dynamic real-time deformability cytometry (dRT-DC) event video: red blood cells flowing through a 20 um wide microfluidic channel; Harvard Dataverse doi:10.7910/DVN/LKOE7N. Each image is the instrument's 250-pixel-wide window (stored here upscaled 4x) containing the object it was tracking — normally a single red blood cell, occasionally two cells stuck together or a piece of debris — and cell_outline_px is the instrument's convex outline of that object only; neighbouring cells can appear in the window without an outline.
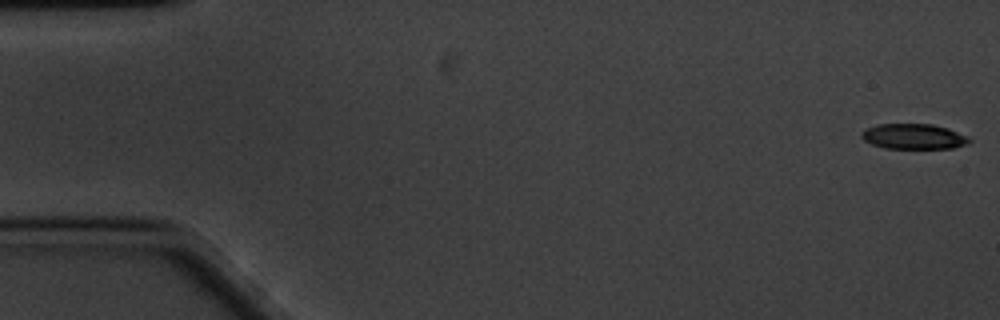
{"species": "common noctule bat (a hibernating species)", "species_latin": "Nyctalus noctula", "temperature_condition": "cold", "stored_images_in_passage": 59, "camera_frame_rate_fps": 3000, "um_per_image_px": 0.085, "animal": {"sex": "male", "body_mass_g": 20.1, "forearm_length_mm": 53.5}, "frame": {"image": 1, "passage_image": 1, "time_ms": 0.0, "image_size_px": [1000, 320], "cell_outline_px": [[972, 140], [964, 144], [952, 148], [884, 148], [872, 144], [864, 140], [860, 136], [860, 132], [868, 128], [880, 124], [932, 124], [948, 128], [968, 136]], "centroid_in_image_um": [77.65, 11.59], "position_along_channel_um": 7.4, "area_um2": 15.78}}
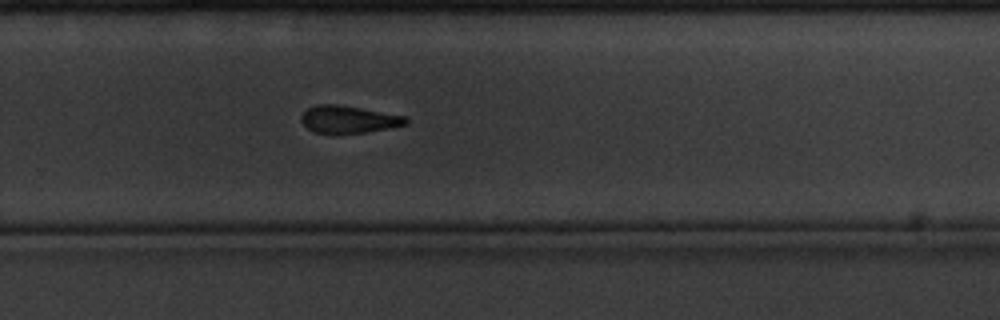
{"frame": {"image": 2, "passage_image": 39, "time_ms": 12.667, "image_size_px": [1000, 320], "cell_outline_px": [[408, 124], [368, 132], [316, 132], [308, 128], [300, 120], [300, 116], [308, 108], [316, 104], [336, 104], [408, 116]], "centroid_in_image_um": [29.66, 10.12], "position_along_channel_um": 300.1, "area_um2": 16.42}}
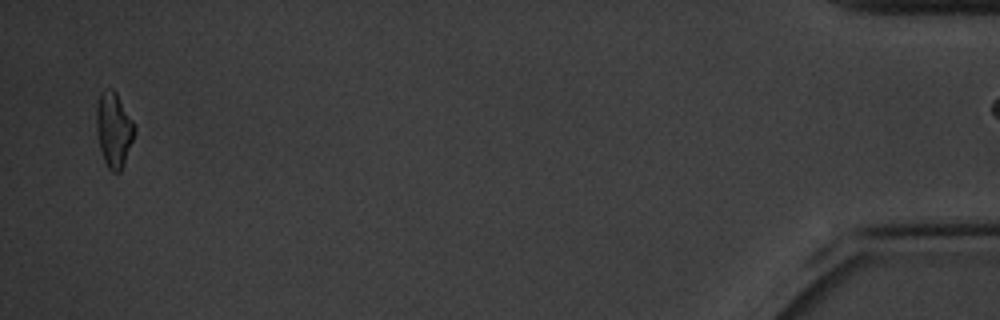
{"frame": {"image": 3, "passage_image": 58, "time_ms": 19.0, "image_size_px": [1000, 320], "cell_outline_px": [[136, 132], [124, 164], [120, 172], [112, 172], [108, 168], [104, 160], [100, 148], [96, 132], [96, 104], [100, 92], [112, 88], [116, 92], [132, 120], [136, 128]], "centroid_in_image_um": [9.67, 11.02], "position_along_channel_um": 425.5, "area_um2": 16.7}}